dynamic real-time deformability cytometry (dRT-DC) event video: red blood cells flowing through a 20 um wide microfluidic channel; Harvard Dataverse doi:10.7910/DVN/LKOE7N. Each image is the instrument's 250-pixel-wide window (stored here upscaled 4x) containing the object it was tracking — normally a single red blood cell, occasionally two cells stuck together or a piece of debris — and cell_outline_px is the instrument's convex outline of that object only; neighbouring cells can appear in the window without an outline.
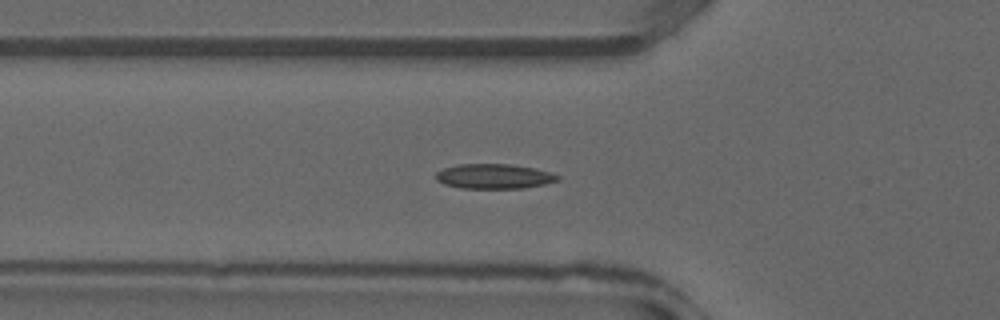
{"species": "common noctule bat (a hibernating species)", "species_latin": "Nyctalus noctula", "temperature_condition": "warm", "stored_images_in_passage": 38, "camera_frame_rate_fps": 3000, "um_per_image_px": 0.085, "animal": {"sex": "male", "forearm_length_mm": 52.5}, "frame": {"image": 1, "passage_image": 13, "time_ms": 4.0, "image_size_px": [1000, 320], "cell_outline_px": [[560, 180], [544, 184], [524, 188], [460, 188], [444, 184], [436, 180], [436, 172], [444, 168], [456, 164], [508, 164], [532, 168], [552, 172], [560, 176]], "centroid_in_image_um": [41.99, 14.99], "position_along_channel_um": 83.8, "area_um2": 17.63}}
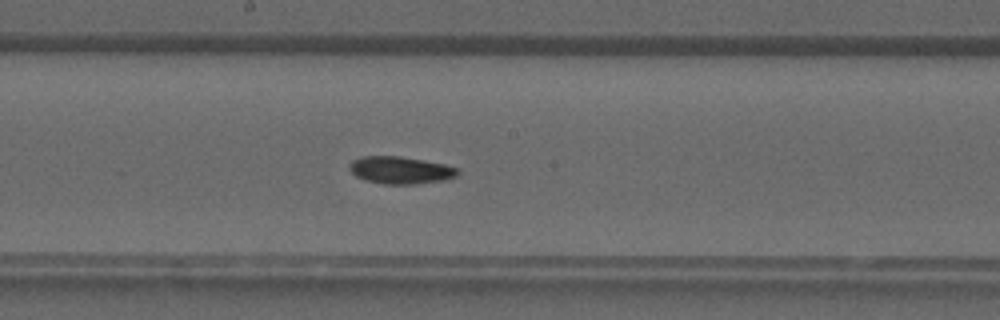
{"frame": {"image": 2, "passage_image": 20, "time_ms": 6.333, "image_size_px": [1000, 320], "cell_outline_px": [[460, 172], [456, 176], [444, 180], [416, 184], [384, 184], [364, 180], [356, 176], [348, 168], [348, 164], [352, 160], [364, 156], [400, 156], [424, 160], [444, 164], [460, 168]], "centroid_in_image_um": [34.04, 14.46], "position_along_channel_um": 214.2, "area_um2": 17.4}}
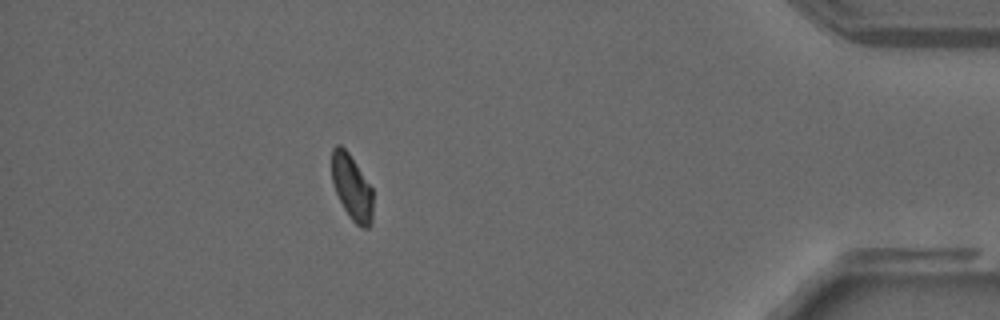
{"frame": {"image": 3, "passage_image": 33, "time_ms": 10.667, "image_size_px": [1000, 320], "cell_outline_px": [[372, 220], [368, 228], [360, 228], [352, 220], [344, 208], [336, 192], [332, 180], [332, 148], [336, 144], [340, 144], [348, 152], [372, 188]], "centroid_in_image_um": [29.9, 15.93], "position_along_channel_um": 405.3, "area_um2": 15.49}}